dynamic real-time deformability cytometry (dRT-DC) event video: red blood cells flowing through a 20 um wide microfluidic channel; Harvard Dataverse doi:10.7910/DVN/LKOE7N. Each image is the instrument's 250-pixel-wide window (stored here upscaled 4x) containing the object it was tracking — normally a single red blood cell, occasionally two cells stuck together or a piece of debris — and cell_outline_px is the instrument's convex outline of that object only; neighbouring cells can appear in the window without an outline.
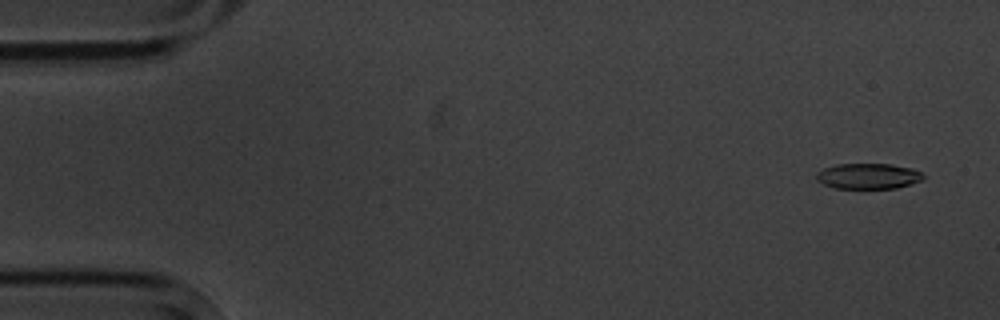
{"species": "common noctule bat (a hibernating species)", "species_latin": "Nyctalus noctula", "temperature_condition": "cold", "stored_images_in_passage": 5, "camera_frame_rate_fps": 3000, "um_per_image_px": 0.085, "animal": {"sex": "male", "body_mass_g": 20.1, "forearm_length_mm": 53.5}, "frame": {"image": 1, "passage_image": 1, "time_ms": 0.0, "image_size_px": [1000, 320], "cell_outline_px": [[924, 180], [896, 188], [832, 188], [816, 180], [816, 172], [824, 168], [836, 164], [892, 164], [912, 168], [920, 172], [924, 176]], "centroid_in_image_um": [73.79, 14.97], "position_along_channel_um": 11.2, "area_um2": 16.01}}